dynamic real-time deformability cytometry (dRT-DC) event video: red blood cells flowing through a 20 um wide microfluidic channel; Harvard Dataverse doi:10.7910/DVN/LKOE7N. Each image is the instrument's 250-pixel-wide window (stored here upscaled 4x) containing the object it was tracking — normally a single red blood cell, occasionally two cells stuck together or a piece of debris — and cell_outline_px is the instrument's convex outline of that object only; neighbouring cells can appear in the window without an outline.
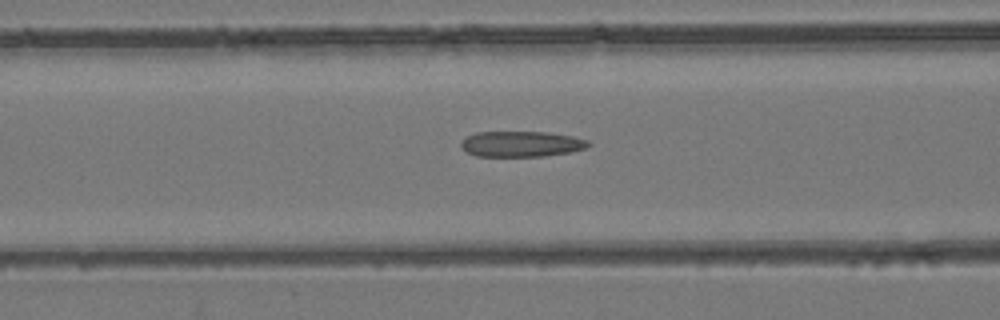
{"species": "common noctule bat (a hibernating species)", "species_latin": "Nyctalus noctula", "temperature_condition": "room temperature", "stored_images_in_passage": 37, "camera_frame_rate_fps": 3000, "um_per_image_px": 0.085, "animal": {"sex": "female", "body_mass_g": 24.6, "forearm_length_mm": 56.2}, "frame": {"image": 1, "passage_image": 5, "time_ms": 1.333, "image_size_px": [1000, 320], "cell_outline_px": [[592, 144], [588, 148], [568, 152], [544, 156], [476, 156], [468, 152], [460, 144], [468, 136], [476, 132], [548, 132], [572, 136], [588, 140]], "centroid_in_image_um": [44.37, 12.23], "position_along_channel_um": 122.2, "area_um2": 18.9}}
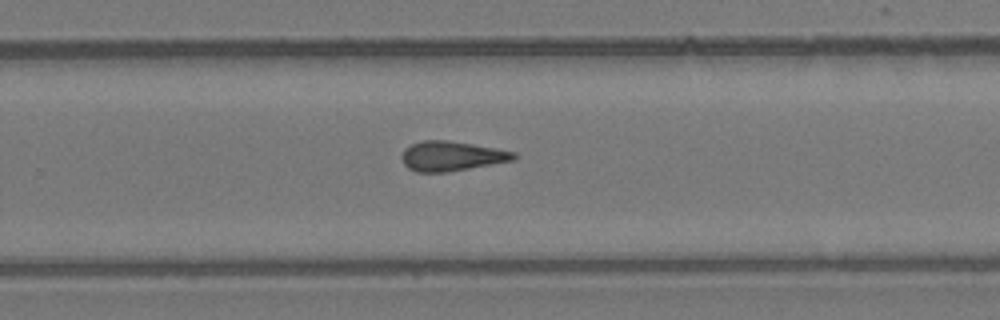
{"frame": {"image": 2, "passage_image": 18, "time_ms": 5.667, "image_size_px": [1000, 320], "cell_outline_px": [[520, 156], [516, 160], [448, 172], [416, 172], [408, 168], [404, 164], [400, 156], [404, 148], [412, 144], [424, 140], [448, 140], [496, 148], [516, 152]], "centroid_in_image_um": [38.41, 13.27], "position_along_channel_um": 291.4, "area_um2": 19.65}}
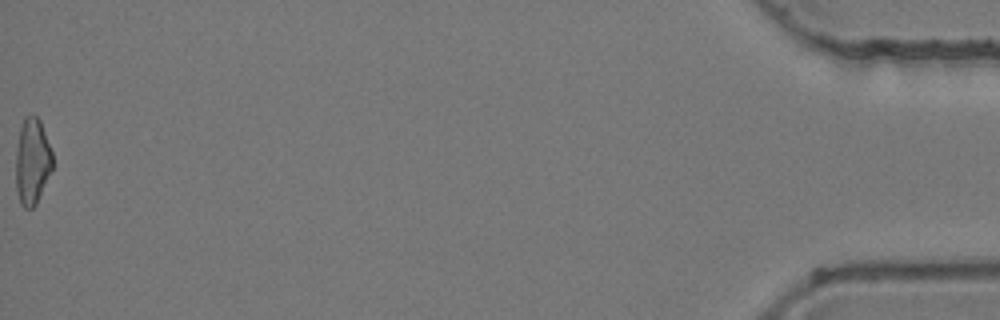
{"frame": {"image": 3, "passage_image": 37, "time_ms": 12.0, "image_size_px": [1000, 320], "cell_outline_px": [[52, 168], [36, 204], [32, 208], [24, 208], [20, 204], [16, 188], [16, 148], [20, 128], [24, 116], [32, 112], [40, 120], [52, 152]], "centroid_in_image_um": [2.72, 13.68], "position_along_channel_um": 432.5, "area_um2": 18.5}, "authors_computed_cell_mechanics": {"area_um2": 18.8428, "velocity_mm_per_s": 3.9099, "shape_relaxation_time_tau1_ms": null, "shape_relaxation_time_tau2_ms": 2.5233, "deformation_change_tau1": null, "deformation_change_tau2": 0.1131}}